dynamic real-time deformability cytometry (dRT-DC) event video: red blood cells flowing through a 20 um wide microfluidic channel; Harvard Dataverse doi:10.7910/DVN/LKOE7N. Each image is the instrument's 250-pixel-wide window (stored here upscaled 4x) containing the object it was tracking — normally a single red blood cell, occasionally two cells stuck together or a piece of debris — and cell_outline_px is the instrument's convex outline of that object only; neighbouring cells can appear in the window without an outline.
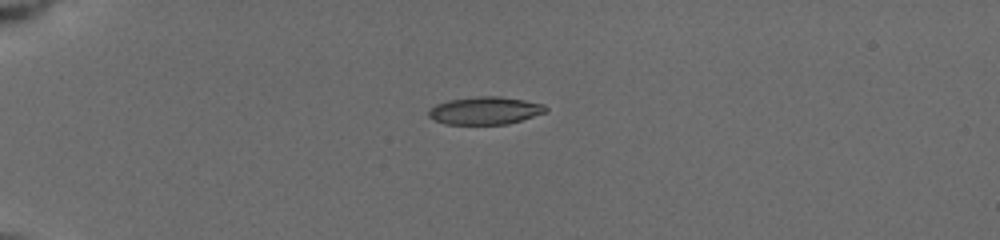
{"species": "common noctule bat (a hibernating species)", "species_latin": "Nyctalus noctula", "temperature_condition": "cold", "stored_images_in_passage": 2, "camera_frame_rate_fps": 3000, "um_per_image_px": 0.085, "animal": {"sex": "female", "body_mass_g": 19.5, "forearm_length_mm": 54.1}, "frame": {"image": 1, "passage_image": 1, "time_ms": 0.0, "image_size_px": [1000, 240], "cell_outline_px": [[548, 108], [544, 112], [508, 124], [444, 124], [428, 116], [428, 112], [436, 104], [452, 100], [480, 96], [496, 96], [524, 100], [544, 104]], "centroid_in_image_um": [41.23, 9.4], "position_along_channel_um": 43.8, "area_um2": 18.5}}